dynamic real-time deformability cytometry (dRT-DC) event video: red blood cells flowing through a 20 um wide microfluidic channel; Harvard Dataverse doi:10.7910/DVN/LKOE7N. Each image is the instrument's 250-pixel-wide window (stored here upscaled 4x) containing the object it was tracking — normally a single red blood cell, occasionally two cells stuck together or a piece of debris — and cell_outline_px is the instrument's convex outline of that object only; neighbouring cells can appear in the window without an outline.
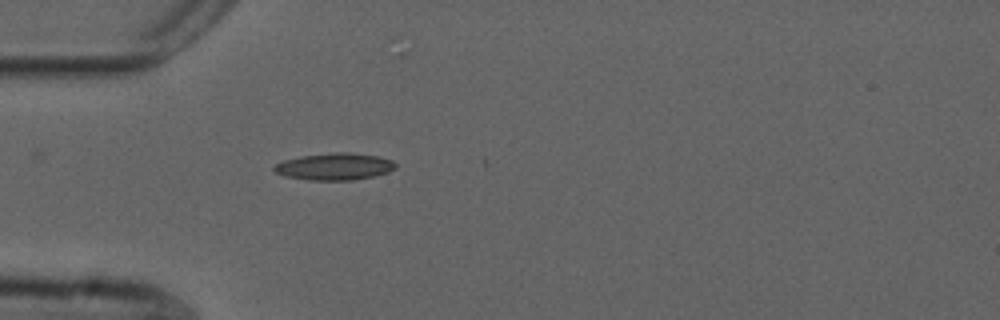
{"species": "common noctule bat (a hibernating species)", "species_latin": "Nyctalus noctula", "temperature_condition": "cold", "stored_images_in_passage": 7, "camera_frame_rate_fps": 3000, "um_per_image_px": 0.085, "animal": {"sex": "male", "forearm_length_mm": 52.5}, "frame": {"image": 1, "passage_image": 1, "time_ms": 0.0, "image_size_px": [1000, 320], "cell_outline_px": [[396, 168], [388, 172], [372, 176], [352, 180], [308, 180], [288, 176], [276, 172], [272, 168], [276, 164], [284, 160], [300, 156], [336, 152], [352, 152], [380, 156], [392, 160], [396, 164]], "centroid_in_image_um": [28.47, 14.14], "position_along_channel_um": 56.5, "area_um2": 19.02}}
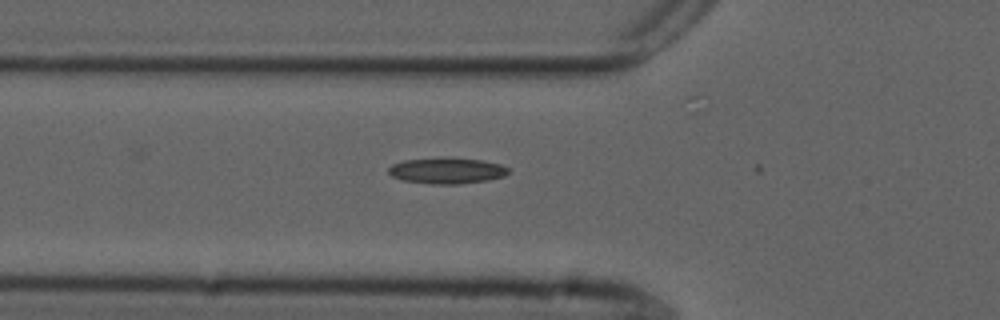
{"frame": {"image": 2, "passage_image": 4, "time_ms": 1.0, "image_size_px": [1000, 320], "cell_outline_px": [[508, 172], [504, 176], [488, 180], [460, 184], [432, 184], [404, 180], [392, 176], [388, 172], [388, 168], [392, 164], [404, 160], [440, 156], [452, 156], [484, 160], [500, 164], [508, 168]], "centroid_in_image_um": [37.98, 14.47], "position_along_channel_um": 87.8, "area_um2": 18.61}}